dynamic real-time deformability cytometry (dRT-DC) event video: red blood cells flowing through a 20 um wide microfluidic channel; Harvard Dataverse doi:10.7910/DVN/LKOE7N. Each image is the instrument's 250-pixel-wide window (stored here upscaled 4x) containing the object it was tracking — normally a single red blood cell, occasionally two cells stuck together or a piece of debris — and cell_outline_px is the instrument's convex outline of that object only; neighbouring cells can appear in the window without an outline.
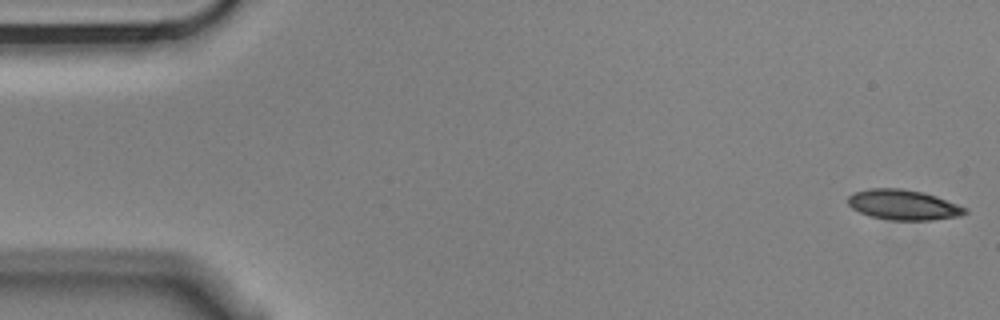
{"species": "Egyptian fruit bat (a non-hibernating species)", "species_latin": "Rousettus aegyptiacus", "temperature_condition": "cold", "stored_images_in_passage": 5, "camera_frame_rate_fps": 3000, "um_per_image_px": 0.085, "animal": {"sex": "male"}, "frame": {"image": 1, "passage_image": 1, "time_ms": 0.0, "image_size_px": [1000, 320], "cell_outline_px": [[968, 212], [960, 216], [932, 220], [892, 220], [868, 216], [852, 208], [848, 204], [848, 196], [856, 192], [868, 188], [900, 188], [924, 192], [936, 196], [968, 208]], "centroid_in_image_um": [76.8, 17.41], "position_along_channel_um": 8.2, "area_um2": 20.69}}